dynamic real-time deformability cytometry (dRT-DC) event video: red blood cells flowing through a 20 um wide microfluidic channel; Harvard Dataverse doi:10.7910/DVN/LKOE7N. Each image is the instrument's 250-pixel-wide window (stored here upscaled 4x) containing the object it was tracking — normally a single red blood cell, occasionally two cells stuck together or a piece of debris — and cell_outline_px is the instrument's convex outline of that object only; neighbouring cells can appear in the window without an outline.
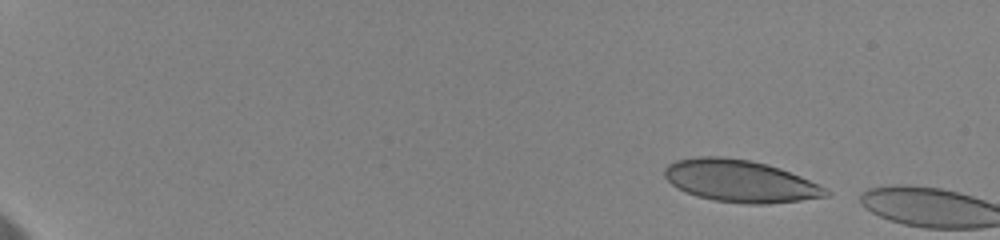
{"species": "human", "species_latin": "Homo sapiens", "temperature_condition": "cold", "stored_images_in_passage": 2, "camera_frame_rate_fps": 3000, "um_per_image_px": 0.085, "donor": {"sex": "female"}, "frame": {"image": 1, "passage_image": 1, "time_ms": 0.0, "image_size_px": [1000, 240], "cell_outline_px": [[832, 192], [828, 196], [800, 200], [768, 204], [748, 204], [712, 200], [696, 196], [676, 188], [664, 176], [664, 168], [668, 164], [676, 160], [696, 156], [720, 156], [752, 160], [768, 164], [780, 168], [800, 176]], "centroid_in_image_um": [62.87, 15.38], "position_along_channel_um": 22.1, "area_um2": 39.71}}